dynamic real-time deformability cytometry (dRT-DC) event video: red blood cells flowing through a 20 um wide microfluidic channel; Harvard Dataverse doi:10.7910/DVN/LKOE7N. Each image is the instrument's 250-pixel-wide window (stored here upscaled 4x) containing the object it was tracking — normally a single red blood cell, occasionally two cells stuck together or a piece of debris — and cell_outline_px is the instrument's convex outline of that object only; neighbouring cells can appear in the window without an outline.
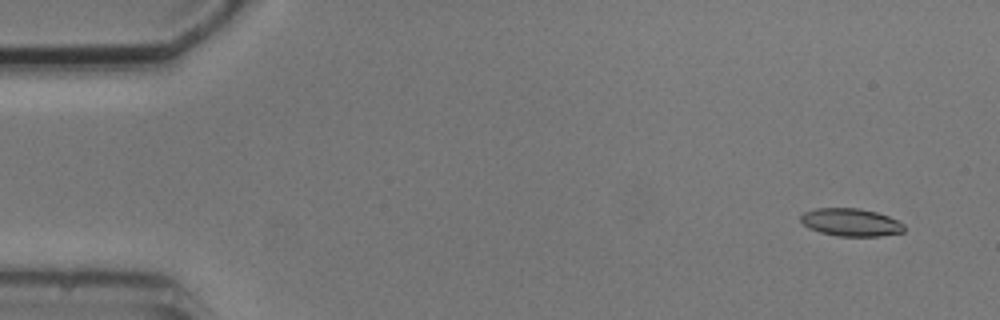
{"species": "common noctule bat (a hibernating species)", "species_latin": "Nyctalus noctula", "temperature_condition": "cold", "stored_images_in_passage": 6, "camera_frame_rate_fps": 3000, "um_per_image_px": 0.085, "animal": {"sex": "male", "body_mass_g": 20.5, "forearm_length_mm": 52.5}, "frame": {"image": 1, "passage_image": 1, "time_ms": 0.0, "image_size_px": [1000, 320], "cell_outline_px": [[904, 232], [880, 236], [836, 236], [820, 232], [808, 228], [800, 220], [800, 216], [804, 212], [816, 208], [860, 208], [876, 212], [888, 216], [904, 224]], "centroid_in_image_um": [72.31, 18.9], "position_along_channel_um": 12.7, "area_um2": 16.76}}
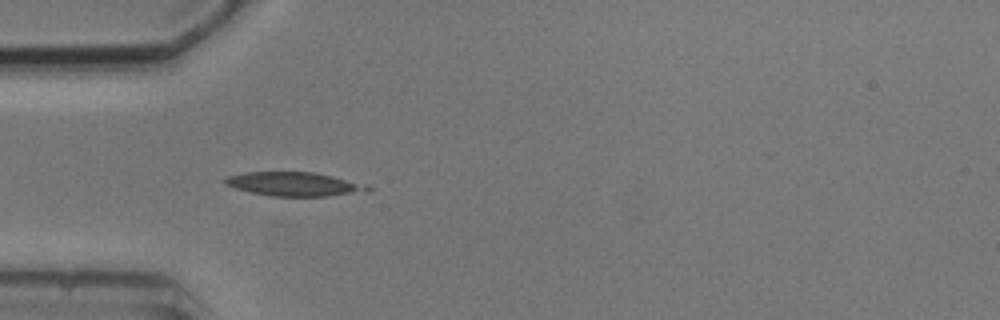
{"frame": {"image": 2, "passage_image": 5, "time_ms": 4.333, "image_size_px": [1000, 320], "cell_outline_px": [[372, 192], [328, 196], [272, 196], [252, 192], [236, 188], [224, 184], [224, 180], [228, 176], [244, 172], [316, 172], [368, 184], [372, 188]], "centroid_in_image_um": [25.12, 15.65], "position_along_channel_um": 59.9, "area_um2": 20.11}}
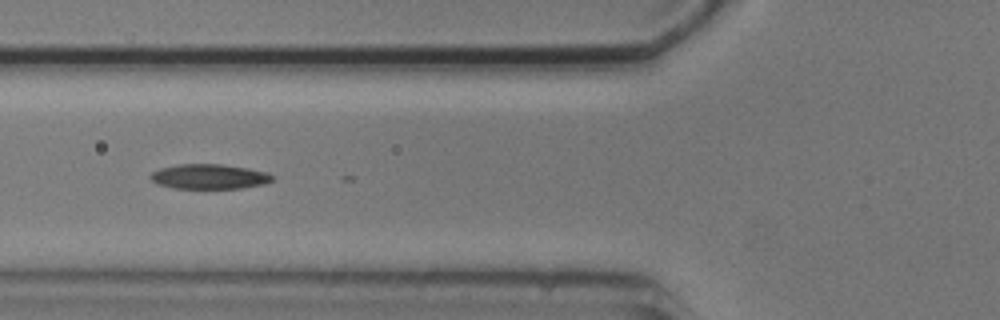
{"frame": {"image": 3, "passage_image": 6, "time_ms": 5.667, "image_size_px": [1000, 320], "cell_outline_px": [[276, 180], [264, 184], [244, 188], [172, 188], [156, 184], [148, 176], [152, 172], [160, 168], [180, 164], [220, 164], [248, 168], [268, 172], [276, 176]], "centroid_in_image_um": [17.83, 15.01], "position_along_channel_um": 108.0, "area_um2": 17.92}}